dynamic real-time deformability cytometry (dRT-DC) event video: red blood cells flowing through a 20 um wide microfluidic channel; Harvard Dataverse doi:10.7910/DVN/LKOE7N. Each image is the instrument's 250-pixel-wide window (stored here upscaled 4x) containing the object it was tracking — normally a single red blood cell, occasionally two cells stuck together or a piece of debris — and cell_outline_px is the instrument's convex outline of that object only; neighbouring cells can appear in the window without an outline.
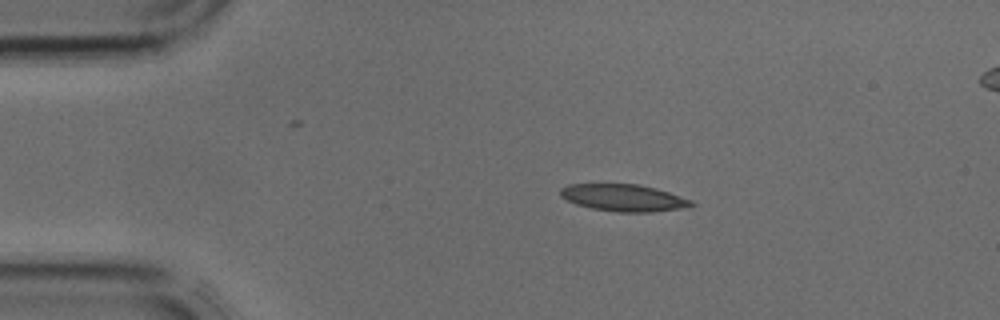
{"species": "common noctule bat (a hibernating species)", "species_latin": "Nyctalus noctula", "temperature_condition": "cold", "stored_images_in_passage": 4, "camera_frame_rate_fps": 3000, "um_per_image_px": 0.085, "animal": {"sex": "male", "body_mass_g": 17.9, "forearm_length_mm": 54.2}, "frame": {"image": 1, "passage_image": 2, "time_ms": 0.333, "image_size_px": [1000, 320], "cell_outline_px": [[696, 204], [680, 208], [652, 212], [616, 212], [592, 208], [576, 204], [560, 196], [560, 188], [568, 184], [636, 184], [656, 188], [692, 200]], "centroid_in_image_um": [52.98, 16.81], "position_along_channel_um": 32.0, "area_um2": 20.46}}